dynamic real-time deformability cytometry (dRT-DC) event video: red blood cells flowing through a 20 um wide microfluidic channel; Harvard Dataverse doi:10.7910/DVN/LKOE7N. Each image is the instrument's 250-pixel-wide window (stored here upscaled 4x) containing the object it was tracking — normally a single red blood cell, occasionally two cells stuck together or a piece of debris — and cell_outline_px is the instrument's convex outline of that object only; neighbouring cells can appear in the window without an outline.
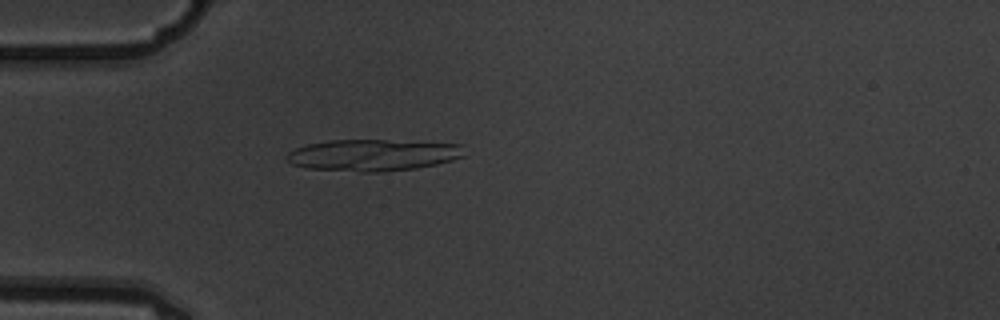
{"species": "common noctule bat (a hibernating species)", "species_latin": "Nyctalus noctula", "temperature_condition": "warm", "stored_images_in_passage": 4, "camera_frame_rate_fps": 3000, "um_per_image_px": 0.085, "animal": {"sex": "male", "body_mass_g": 19.5, "forearm_length_mm": 54.6}, "frame": {"image": 1, "passage_image": 4, "time_ms": 1.0, "image_size_px": [1000, 320], "cell_outline_px": [[464, 156], [452, 160], [436, 164], [416, 168], [384, 172], [360, 172], [308, 168], [292, 164], [284, 156], [288, 152], [296, 148], [308, 144], [328, 140], [388, 140], [464, 144]], "centroid_in_image_um": [31.72, 13.18], "position_along_channel_um": 53.3, "area_um2": 32.89}}